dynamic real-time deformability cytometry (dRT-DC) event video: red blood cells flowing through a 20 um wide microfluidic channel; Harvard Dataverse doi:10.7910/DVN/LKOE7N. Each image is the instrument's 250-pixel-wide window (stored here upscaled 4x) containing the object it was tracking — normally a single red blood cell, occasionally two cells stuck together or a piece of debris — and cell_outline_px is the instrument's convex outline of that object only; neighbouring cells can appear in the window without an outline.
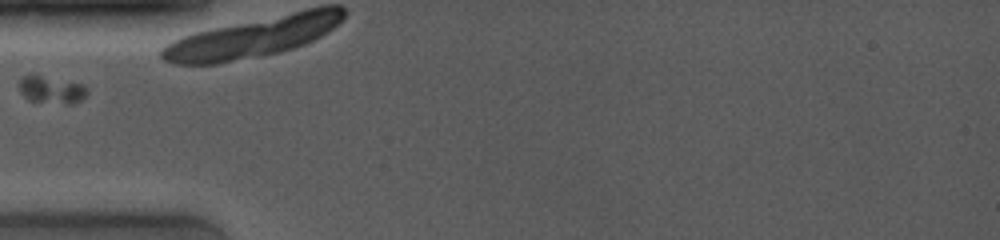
{"species": "common noctule bat (a hibernating species)", "species_latin": "Nyctalus noctula", "temperature_condition": "room temperature", "stored_images_in_passage": 1, "camera_frame_rate_fps": 4000, "um_per_image_px": 0.085, "animal": {"sex": "female", "body_mass_g": 19.0, "forearm_length_mm": 53.3}, "frame": {"image": 1, "passage_image": 1, "time_ms": 0.0, "image_size_px": [1000, 240], "cell_outline_px": [[88, 92], [80, 100], [72, 104], [68, 104], [28, 100], [20, 92], [20, 80], [28, 72], [80, 84]], "centroid_in_image_um": [4.31, 7.61], "position_along_channel_um": 80.7, "area_um2": 10.69}}